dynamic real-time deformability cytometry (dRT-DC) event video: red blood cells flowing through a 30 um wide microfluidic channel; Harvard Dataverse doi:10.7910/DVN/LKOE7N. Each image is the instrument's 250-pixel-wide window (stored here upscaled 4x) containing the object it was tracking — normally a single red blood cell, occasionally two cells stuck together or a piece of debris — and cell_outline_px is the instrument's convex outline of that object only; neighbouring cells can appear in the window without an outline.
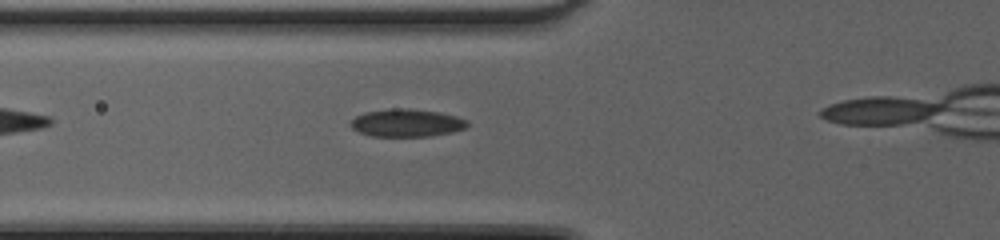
{"species": "common noctule bat (a hibernating species)", "species_latin": "Nyctalus noctula", "temperature_condition": "cold", "stored_images_in_passage": 20, "camera_frame_rate_fps": 3000, "um_per_image_px": 0.085, "animal": {"sex": "female", "body_mass_g": 20.0, "forearm_length_mm": 54.0}, "frame": {"image": 1, "passage_image": 4, "time_ms": 1.0, "image_size_px": [1000, 240], "cell_outline_px": [[468, 124], [464, 128], [452, 132], [432, 136], [372, 136], [360, 132], [352, 128], [348, 124], [356, 116], [364, 112], [392, 108], [408, 108], [440, 112], [456, 116], [468, 120]], "centroid_in_image_um": [34.56, 10.44], "position_along_channel_um": 91.2, "area_um2": 18.9}}
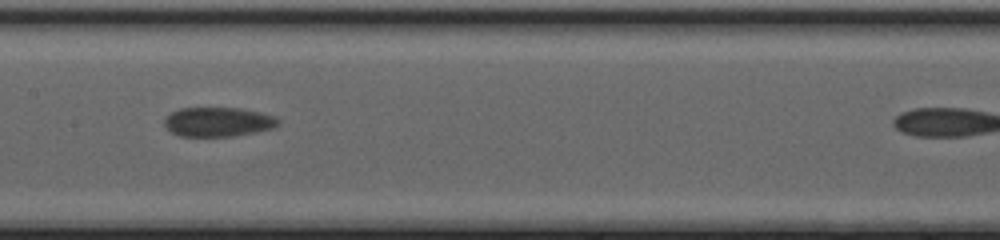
{"frame": {"image": 2, "passage_image": 11, "time_ms": 3.333, "image_size_px": [1000, 240], "cell_outline_px": [[280, 124], [272, 128], [256, 132], [236, 136], [180, 136], [172, 132], [164, 124], [164, 120], [172, 112], [180, 108], [240, 108], [260, 112], [276, 116], [280, 120]], "centroid_in_image_um": [18.58, 10.36], "position_along_channel_um": 188.8, "area_um2": 19.48}}
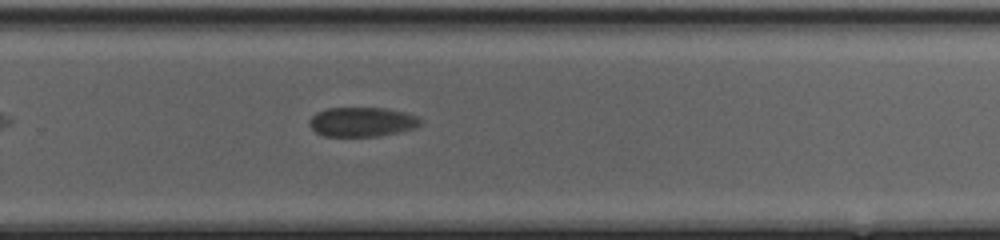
{"frame": {"image": 3, "passage_image": 19, "time_ms": 6.0, "image_size_px": [1000, 240], "cell_outline_px": [[424, 120], [416, 128], [380, 136], [324, 136], [316, 132], [308, 124], [308, 120], [316, 112], [328, 108], [384, 108], [404, 112], [416, 116]], "centroid_in_image_um": [30.77, 10.36], "position_along_channel_um": 299.0, "area_um2": 19.13}}